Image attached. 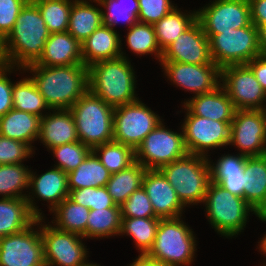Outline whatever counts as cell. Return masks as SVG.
<instances>
[{
  "label": "cell",
  "instance_id": "9a60e30c",
  "mask_svg": "<svg viewBox=\"0 0 266 266\" xmlns=\"http://www.w3.org/2000/svg\"><path fill=\"white\" fill-rule=\"evenodd\" d=\"M37 220L25 230L0 238V266H40L44 262L43 239Z\"/></svg>",
  "mask_w": 266,
  "mask_h": 266
},
{
  "label": "cell",
  "instance_id": "6da1fadb",
  "mask_svg": "<svg viewBox=\"0 0 266 266\" xmlns=\"http://www.w3.org/2000/svg\"><path fill=\"white\" fill-rule=\"evenodd\" d=\"M38 91L52 109H70L88 91V67L84 64L67 66L29 65Z\"/></svg>",
  "mask_w": 266,
  "mask_h": 266
},
{
  "label": "cell",
  "instance_id": "4fadbf2b",
  "mask_svg": "<svg viewBox=\"0 0 266 266\" xmlns=\"http://www.w3.org/2000/svg\"><path fill=\"white\" fill-rule=\"evenodd\" d=\"M185 110L186 118L181 130L188 153L208 158V149L229 145L231 122L215 121Z\"/></svg>",
  "mask_w": 266,
  "mask_h": 266
},
{
  "label": "cell",
  "instance_id": "ba28073f",
  "mask_svg": "<svg viewBox=\"0 0 266 266\" xmlns=\"http://www.w3.org/2000/svg\"><path fill=\"white\" fill-rule=\"evenodd\" d=\"M206 36L212 61L220 69L229 65L247 64L261 54L258 28L253 23L240 29Z\"/></svg>",
  "mask_w": 266,
  "mask_h": 266
},
{
  "label": "cell",
  "instance_id": "52a82bcc",
  "mask_svg": "<svg viewBox=\"0 0 266 266\" xmlns=\"http://www.w3.org/2000/svg\"><path fill=\"white\" fill-rule=\"evenodd\" d=\"M204 204L211 226L227 238L244 230L249 212L255 214L243 197L230 193L213 181L208 185Z\"/></svg>",
  "mask_w": 266,
  "mask_h": 266
},
{
  "label": "cell",
  "instance_id": "7a4b0ae2",
  "mask_svg": "<svg viewBox=\"0 0 266 266\" xmlns=\"http://www.w3.org/2000/svg\"><path fill=\"white\" fill-rule=\"evenodd\" d=\"M50 32L38 7L30 0L18 15L15 25L3 40L7 65L19 70L36 63L43 54Z\"/></svg>",
  "mask_w": 266,
  "mask_h": 266
},
{
  "label": "cell",
  "instance_id": "8992f818",
  "mask_svg": "<svg viewBox=\"0 0 266 266\" xmlns=\"http://www.w3.org/2000/svg\"><path fill=\"white\" fill-rule=\"evenodd\" d=\"M189 228L181 217L160 219L153 246L146 255L168 266H189L197 250Z\"/></svg>",
  "mask_w": 266,
  "mask_h": 266
},
{
  "label": "cell",
  "instance_id": "603a6c76",
  "mask_svg": "<svg viewBox=\"0 0 266 266\" xmlns=\"http://www.w3.org/2000/svg\"><path fill=\"white\" fill-rule=\"evenodd\" d=\"M83 64L82 46L68 31L52 33L45 42L40 59L31 65L67 66Z\"/></svg>",
  "mask_w": 266,
  "mask_h": 266
},
{
  "label": "cell",
  "instance_id": "8d00e7d4",
  "mask_svg": "<svg viewBox=\"0 0 266 266\" xmlns=\"http://www.w3.org/2000/svg\"><path fill=\"white\" fill-rule=\"evenodd\" d=\"M12 102L14 109L25 111L41 118L44 116L42 114L43 110L48 109L51 111L31 76L13 83Z\"/></svg>",
  "mask_w": 266,
  "mask_h": 266
},
{
  "label": "cell",
  "instance_id": "4316f807",
  "mask_svg": "<svg viewBox=\"0 0 266 266\" xmlns=\"http://www.w3.org/2000/svg\"><path fill=\"white\" fill-rule=\"evenodd\" d=\"M30 170L20 164L0 165V195L2 198H24L27 199L31 212L37 218H43L41 209L39 210L34 203V197L29 194H22L23 189H29ZM32 198V199H31Z\"/></svg>",
  "mask_w": 266,
  "mask_h": 266
},
{
  "label": "cell",
  "instance_id": "484cf974",
  "mask_svg": "<svg viewBox=\"0 0 266 266\" xmlns=\"http://www.w3.org/2000/svg\"><path fill=\"white\" fill-rule=\"evenodd\" d=\"M41 117L12 108L0 117V135L27 143L39 138Z\"/></svg>",
  "mask_w": 266,
  "mask_h": 266
},
{
  "label": "cell",
  "instance_id": "3957f363",
  "mask_svg": "<svg viewBox=\"0 0 266 266\" xmlns=\"http://www.w3.org/2000/svg\"><path fill=\"white\" fill-rule=\"evenodd\" d=\"M133 67L127 58L102 60L88 67V90L112 107L137 101Z\"/></svg>",
  "mask_w": 266,
  "mask_h": 266
},
{
  "label": "cell",
  "instance_id": "6f0895ef",
  "mask_svg": "<svg viewBox=\"0 0 266 266\" xmlns=\"http://www.w3.org/2000/svg\"><path fill=\"white\" fill-rule=\"evenodd\" d=\"M262 112H263V117L265 122V132H266V105L263 107Z\"/></svg>",
  "mask_w": 266,
  "mask_h": 266
},
{
  "label": "cell",
  "instance_id": "db71d44e",
  "mask_svg": "<svg viewBox=\"0 0 266 266\" xmlns=\"http://www.w3.org/2000/svg\"><path fill=\"white\" fill-rule=\"evenodd\" d=\"M255 215L261 220L266 222V199L263 204L255 211Z\"/></svg>",
  "mask_w": 266,
  "mask_h": 266
},
{
  "label": "cell",
  "instance_id": "cb8c5ba5",
  "mask_svg": "<svg viewBox=\"0 0 266 266\" xmlns=\"http://www.w3.org/2000/svg\"><path fill=\"white\" fill-rule=\"evenodd\" d=\"M246 158L247 156L240 153L235 156L224 154L216 164L210 162L211 181L219 184L230 193L244 198V186L248 181L246 174H244Z\"/></svg>",
  "mask_w": 266,
  "mask_h": 266
},
{
  "label": "cell",
  "instance_id": "c3c4849f",
  "mask_svg": "<svg viewBox=\"0 0 266 266\" xmlns=\"http://www.w3.org/2000/svg\"><path fill=\"white\" fill-rule=\"evenodd\" d=\"M14 66L5 64L0 68V117L4 116L13 108L12 88L13 83L7 77V72L11 73Z\"/></svg>",
  "mask_w": 266,
  "mask_h": 266
},
{
  "label": "cell",
  "instance_id": "e575fe53",
  "mask_svg": "<svg viewBox=\"0 0 266 266\" xmlns=\"http://www.w3.org/2000/svg\"><path fill=\"white\" fill-rule=\"evenodd\" d=\"M121 218L122 223L120 235L127 234L132 237L141 255L147 254L153 246L161 218Z\"/></svg>",
  "mask_w": 266,
  "mask_h": 266
},
{
  "label": "cell",
  "instance_id": "4dcf8cb0",
  "mask_svg": "<svg viewBox=\"0 0 266 266\" xmlns=\"http://www.w3.org/2000/svg\"><path fill=\"white\" fill-rule=\"evenodd\" d=\"M111 173L91 151L85 160L72 172L67 174L68 189L106 186Z\"/></svg>",
  "mask_w": 266,
  "mask_h": 266
},
{
  "label": "cell",
  "instance_id": "9f6ffc18",
  "mask_svg": "<svg viewBox=\"0 0 266 266\" xmlns=\"http://www.w3.org/2000/svg\"><path fill=\"white\" fill-rule=\"evenodd\" d=\"M259 249L261 250V252H263V254H266V235L263 236V238H261L260 244H259ZM266 266V265H264Z\"/></svg>",
  "mask_w": 266,
  "mask_h": 266
},
{
  "label": "cell",
  "instance_id": "f907efd6",
  "mask_svg": "<svg viewBox=\"0 0 266 266\" xmlns=\"http://www.w3.org/2000/svg\"><path fill=\"white\" fill-rule=\"evenodd\" d=\"M251 23L257 28L266 24V0H249Z\"/></svg>",
  "mask_w": 266,
  "mask_h": 266
},
{
  "label": "cell",
  "instance_id": "8fae6325",
  "mask_svg": "<svg viewBox=\"0 0 266 266\" xmlns=\"http://www.w3.org/2000/svg\"><path fill=\"white\" fill-rule=\"evenodd\" d=\"M38 218L43 239L44 262L46 266H82L87 261V248L82 236L61 231L52 224H42Z\"/></svg>",
  "mask_w": 266,
  "mask_h": 266
},
{
  "label": "cell",
  "instance_id": "816d5d0a",
  "mask_svg": "<svg viewBox=\"0 0 266 266\" xmlns=\"http://www.w3.org/2000/svg\"><path fill=\"white\" fill-rule=\"evenodd\" d=\"M130 266H168L167 264L154 260L148 257L146 254L139 255L136 260Z\"/></svg>",
  "mask_w": 266,
  "mask_h": 266
},
{
  "label": "cell",
  "instance_id": "7dc6e473",
  "mask_svg": "<svg viewBox=\"0 0 266 266\" xmlns=\"http://www.w3.org/2000/svg\"><path fill=\"white\" fill-rule=\"evenodd\" d=\"M30 0H0V38L12 31L21 10Z\"/></svg>",
  "mask_w": 266,
  "mask_h": 266
},
{
  "label": "cell",
  "instance_id": "681fc988",
  "mask_svg": "<svg viewBox=\"0 0 266 266\" xmlns=\"http://www.w3.org/2000/svg\"><path fill=\"white\" fill-rule=\"evenodd\" d=\"M247 65L251 68L262 88L266 91V55L260 54L256 56Z\"/></svg>",
  "mask_w": 266,
  "mask_h": 266
},
{
  "label": "cell",
  "instance_id": "f546056e",
  "mask_svg": "<svg viewBox=\"0 0 266 266\" xmlns=\"http://www.w3.org/2000/svg\"><path fill=\"white\" fill-rule=\"evenodd\" d=\"M244 174V199L256 211L266 199V154L247 157Z\"/></svg>",
  "mask_w": 266,
  "mask_h": 266
},
{
  "label": "cell",
  "instance_id": "11a10c76",
  "mask_svg": "<svg viewBox=\"0 0 266 266\" xmlns=\"http://www.w3.org/2000/svg\"><path fill=\"white\" fill-rule=\"evenodd\" d=\"M6 64L4 48H3V40L0 38V68Z\"/></svg>",
  "mask_w": 266,
  "mask_h": 266
},
{
  "label": "cell",
  "instance_id": "7402d4cb",
  "mask_svg": "<svg viewBox=\"0 0 266 266\" xmlns=\"http://www.w3.org/2000/svg\"><path fill=\"white\" fill-rule=\"evenodd\" d=\"M184 108L193 115L220 122H232L236 111L221 85L210 93L194 95L184 102Z\"/></svg>",
  "mask_w": 266,
  "mask_h": 266
},
{
  "label": "cell",
  "instance_id": "f35d334b",
  "mask_svg": "<svg viewBox=\"0 0 266 266\" xmlns=\"http://www.w3.org/2000/svg\"><path fill=\"white\" fill-rule=\"evenodd\" d=\"M39 9L50 34L68 31L74 0H31Z\"/></svg>",
  "mask_w": 266,
  "mask_h": 266
},
{
  "label": "cell",
  "instance_id": "ffe728a7",
  "mask_svg": "<svg viewBox=\"0 0 266 266\" xmlns=\"http://www.w3.org/2000/svg\"><path fill=\"white\" fill-rule=\"evenodd\" d=\"M116 30L102 24L81 43L82 60L87 67L102 60L127 58L121 50V40Z\"/></svg>",
  "mask_w": 266,
  "mask_h": 266
},
{
  "label": "cell",
  "instance_id": "5b68a950",
  "mask_svg": "<svg viewBox=\"0 0 266 266\" xmlns=\"http://www.w3.org/2000/svg\"><path fill=\"white\" fill-rule=\"evenodd\" d=\"M79 141L91 149L113 141L114 107L89 90L70 108Z\"/></svg>",
  "mask_w": 266,
  "mask_h": 266
},
{
  "label": "cell",
  "instance_id": "30bf717a",
  "mask_svg": "<svg viewBox=\"0 0 266 266\" xmlns=\"http://www.w3.org/2000/svg\"><path fill=\"white\" fill-rule=\"evenodd\" d=\"M187 153L183 131L168 130L161 121L135 150V161L146 169H160Z\"/></svg>",
  "mask_w": 266,
  "mask_h": 266
},
{
  "label": "cell",
  "instance_id": "f1b7e54d",
  "mask_svg": "<svg viewBox=\"0 0 266 266\" xmlns=\"http://www.w3.org/2000/svg\"><path fill=\"white\" fill-rule=\"evenodd\" d=\"M102 9L87 0H74L70 11L68 32L80 43L102 25Z\"/></svg>",
  "mask_w": 266,
  "mask_h": 266
},
{
  "label": "cell",
  "instance_id": "74e56055",
  "mask_svg": "<svg viewBox=\"0 0 266 266\" xmlns=\"http://www.w3.org/2000/svg\"><path fill=\"white\" fill-rule=\"evenodd\" d=\"M92 151L111 174L127 169L135 162V151L114 140L98 145Z\"/></svg>",
  "mask_w": 266,
  "mask_h": 266
},
{
  "label": "cell",
  "instance_id": "d6a6232c",
  "mask_svg": "<svg viewBox=\"0 0 266 266\" xmlns=\"http://www.w3.org/2000/svg\"><path fill=\"white\" fill-rule=\"evenodd\" d=\"M197 20V11L189 14L177 9V6L153 26L159 48L163 52L181 33Z\"/></svg>",
  "mask_w": 266,
  "mask_h": 266
},
{
  "label": "cell",
  "instance_id": "60d3db41",
  "mask_svg": "<svg viewBox=\"0 0 266 266\" xmlns=\"http://www.w3.org/2000/svg\"><path fill=\"white\" fill-rule=\"evenodd\" d=\"M93 2L107 10V13L102 10V23L113 30L119 21L128 23L129 28L138 21V0H93Z\"/></svg>",
  "mask_w": 266,
  "mask_h": 266
},
{
  "label": "cell",
  "instance_id": "b9f144b4",
  "mask_svg": "<svg viewBox=\"0 0 266 266\" xmlns=\"http://www.w3.org/2000/svg\"><path fill=\"white\" fill-rule=\"evenodd\" d=\"M50 150L58 160L54 167L61 169L66 174L74 171L92 151L90 147L80 141L56 146Z\"/></svg>",
  "mask_w": 266,
  "mask_h": 266
},
{
  "label": "cell",
  "instance_id": "1f68e13d",
  "mask_svg": "<svg viewBox=\"0 0 266 266\" xmlns=\"http://www.w3.org/2000/svg\"><path fill=\"white\" fill-rule=\"evenodd\" d=\"M146 170L141 163L135 161L127 169L111 174L106 188L116 205L121 206L134 191L142 186Z\"/></svg>",
  "mask_w": 266,
  "mask_h": 266
},
{
  "label": "cell",
  "instance_id": "d590c367",
  "mask_svg": "<svg viewBox=\"0 0 266 266\" xmlns=\"http://www.w3.org/2000/svg\"><path fill=\"white\" fill-rule=\"evenodd\" d=\"M121 223L120 207L90 210L87 219L86 238L98 239L120 235Z\"/></svg>",
  "mask_w": 266,
  "mask_h": 266
},
{
  "label": "cell",
  "instance_id": "bcb514c9",
  "mask_svg": "<svg viewBox=\"0 0 266 266\" xmlns=\"http://www.w3.org/2000/svg\"><path fill=\"white\" fill-rule=\"evenodd\" d=\"M138 2L139 14L137 20L152 25L176 7L170 0H138Z\"/></svg>",
  "mask_w": 266,
  "mask_h": 266
},
{
  "label": "cell",
  "instance_id": "ee69618b",
  "mask_svg": "<svg viewBox=\"0 0 266 266\" xmlns=\"http://www.w3.org/2000/svg\"><path fill=\"white\" fill-rule=\"evenodd\" d=\"M121 217L149 218L157 217L154 213L151 201L146 190L141 186L134 191L127 200L120 206Z\"/></svg>",
  "mask_w": 266,
  "mask_h": 266
},
{
  "label": "cell",
  "instance_id": "f6af8a7d",
  "mask_svg": "<svg viewBox=\"0 0 266 266\" xmlns=\"http://www.w3.org/2000/svg\"><path fill=\"white\" fill-rule=\"evenodd\" d=\"M33 148L22 141L0 135V165L20 164L33 154Z\"/></svg>",
  "mask_w": 266,
  "mask_h": 266
},
{
  "label": "cell",
  "instance_id": "83f0119b",
  "mask_svg": "<svg viewBox=\"0 0 266 266\" xmlns=\"http://www.w3.org/2000/svg\"><path fill=\"white\" fill-rule=\"evenodd\" d=\"M36 220L27 199L0 198V238L19 233Z\"/></svg>",
  "mask_w": 266,
  "mask_h": 266
},
{
  "label": "cell",
  "instance_id": "d4e9b609",
  "mask_svg": "<svg viewBox=\"0 0 266 266\" xmlns=\"http://www.w3.org/2000/svg\"><path fill=\"white\" fill-rule=\"evenodd\" d=\"M29 190L36 198L49 202V211H53L64 199L69 197L67 174L59 168L46 171L40 176L30 170Z\"/></svg>",
  "mask_w": 266,
  "mask_h": 266
},
{
  "label": "cell",
  "instance_id": "9c48e42d",
  "mask_svg": "<svg viewBox=\"0 0 266 266\" xmlns=\"http://www.w3.org/2000/svg\"><path fill=\"white\" fill-rule=\"evenodd\" d=\"M161 120L160 116L140 100L115 107L113 140L135 151Z\"/></svg>",
  "mask_w": 266,
  "mask_h": 266
},
{
  "label": "cell",
  "instance_id": "e0dca14e",
  "mask_svg": "<svg viewBox=\"0 0 266 266\" xmlns=\"http://www.w3.org/2000/svg\"><path fill=\"white\" fill-rule=\"evenodd\" d=\"M160 63L168 80L195 95L210 93L220 86L221 69L214 62L202 65L172 61Z\"/></svg>",
  "mask_w": 266,
  "mask_h": 266
},
{
  "label": "cell",
  "instance_id": "277c9868",
  "mask_svg": "<svg viewBox=\"0 0 266 266\" xmlns=\"http://www.w3.org/2000/svg\"><path fill=\"white\" fill-rule=\"evenodd\" d=\"M187 153L184 157L162 166L159 170L173 186L180 201L187 206L204 203L211 182L210 160Z\"/></svg>",
  "mask_w": 266,
  "mask_h": 266
},
{
  "label": "cell",
  "instance_id": "f5cc1de1",
  "mask_svg": "<svg viewBox=\"0 0 266 266\" xmlns=\"http://www.w3.org/2000/svg\"><path fill=\"white\" fill-rule=\"evenodd\" d=\"M258 37L260 53L266 55V24H261L258 27Z\"/></svg>",
  "mask_w": 266,
  "mask_h": 266
},
{
  "label": "cell",
  "instance_id": "836d02e7",
  "mask_svg": "<svg viewBox=\"0 0 266 266\" xmlns=\"http://www.w3.org/2000/svg\"><path fill=\"white\" fill-rule=\"evenodd\" d=\"M54 227L65 232L78 234L86 238L87 219L90 209L72 201L69 197L64 199L53 211Z\"/></svg>",
  "mask_w": 266,
  "mask_h": 266
},
{
  "label": "cell",
  "instance_id": "44dd1931",
  "mask_svg": "<svg viewBox=\"0 0 266 266\" xmlns=\"http://www.w3.org/2000/svg\"><path fill=\"white\" fill-rule=\"evenodd\" d=\"M40 120L39 140L52 149L56 146L79 141L75 121L70 109H52Z\"/></svg>",
  "mask_w": 266,
  "mask_h": 266
},
{
  "label": "cell",
  "instance_id": "ab89813d",
  "mask_svg": "<svg viewBox=\"0 0 266 266\" xmlns=\"http://www.w3.org/2000/svg\"><path fill=\"white\" fill-rule=\"evenodd\" d=\"M128 30L126 43L132 52L137 55L155 54L161 62L163 52L157 43L155 29L152 24L137 21Z\"/></svg>",
  "mask_w": 266,
  "mask_h": 266
},
{
  "label": "cell",
  "instance_id": "2e32d148",
  "mask_svg": "<svg viewBox=\"0 0 266 266\" xmlns=\"http://www.w3.org/2000/svg\"><path fill=\"white\" fill-rule=\"evenodd\" d=\"M252 157L266 154V132L262 110H236L230 126L229 145Z\"/></svg>",
  "mask_w": 266,
  "mask_h": 266
},
{
  "label": "cell",
  "instance_id": "7bdbcfd3",
  "mask_svg": "<svg viewBox=\"0 0 266 266\" xmlns=\"http://www.w3.org/2000/svg\"><path fill=\"white\" fill-rule=\"evenodd\" d=\"M69 198L90 210L120 207L113 201L106 186L71 190L69 192Z\"/></svg>",
  "mask_w": 266,
  "mask_h": 266
},
{
  "label": "cell",
  "instance_id": "7c38bea8",
  "mask_svg": "<svg viewBox=\"0 0 266 266\" xmlns=\"http://www.w3.org/2000/svg\"><path fill=\"white\" fill-rule=\"evenodd\" d=\"M220 79L236 110H262L265 106L266 91L247 64L221 68Z\"/></svg>",
  "mask_w": 266,
  "mask_h": 266
},
{
  "label": "cell",
  "instance_id": "680465c9",
  "mask_svg": "<svg viewBox=\"0 0 266 266\" xmlns=\"http://www.w3.org/2000/svg\"><path fill=\"white\" fill-rule=\"evenodd\" d=\"M82 266H100L99 264H96V263H88V261L85 263V264H83Z\"/></svg>",
  "mask_w": 266,
  "mask_h": 266
},
{
  "label": "cell",
  "instance_id": "d6986e66",
  "mask_svg": "<svg viewBox=\"0 0 266 266\" xmlns=\"http://www.w3.org/2000/svg\"><path fill=\"white\" fill-rule=\"evenodd\" d=\"M142 186L157 217L161 219L182 217L185 205L159 169H147L143 175Z\"/></svg>",
  "mask_w": 266,
  "mask_h": 266
},
{
  "label": "cell",
  "instance_id": "ac0fdd59",
  "mask_svg": "<svg viewBox=\"0 0 266 266\" xmlns=\"http://www.w3.org/2000/svg\"><path fill=\"white\" fill-rule=\"evenodd\" d=\"M161 61L181 62L187 64L213 63L209 39L196 20L188 29L174 40L164 51Z\"/></svg>",
  "mask_w": 266,
  "mask_h": 266
},
{
  "label": "cell",
  "instance_id": "5bb4252c",
  "mask_svg": "<svg viewBox=\"0 0 266 266\" xmlns=\"http://www.w3.org/2000/svg\"><path fill=\"white\" fill-rule=\"evenodd\" d=\"M202 8L197 11V20L205 35H215L251 24L249 0H215Z\"/></svg>",
  "mask_w": 266,
  "mask_h": 266
}]
</instances>
